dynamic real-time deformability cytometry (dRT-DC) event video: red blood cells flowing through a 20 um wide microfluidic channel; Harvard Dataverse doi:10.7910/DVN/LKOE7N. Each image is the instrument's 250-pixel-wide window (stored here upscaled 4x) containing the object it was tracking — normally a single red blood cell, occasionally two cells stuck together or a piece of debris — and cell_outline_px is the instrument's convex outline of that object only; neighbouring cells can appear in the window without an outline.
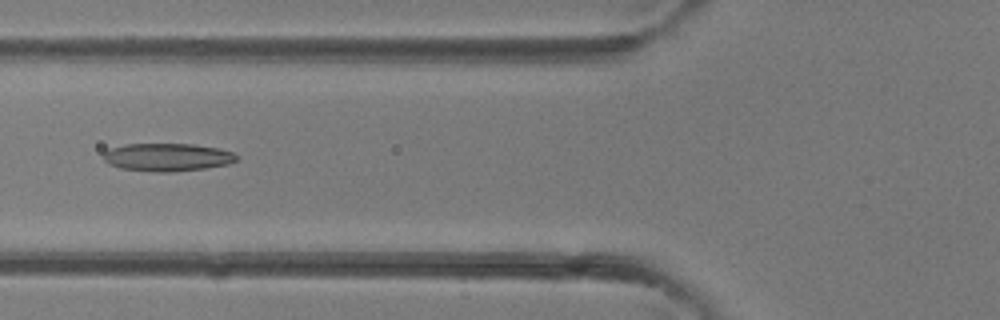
{"species": "common noctule bat (a hibernating species)", "species_latin": "Nyctalus noctula", "temperature_condition": "room temperature", "stored_images_in_passage": 29, "camera_frame_rate_fps": 3000, "um_per_image_px": 0.085, "animal": {"sex": "female"}, "frame": {"image": 1, "passage_image": 4, "time_ms": 1.0, "image_size_px": [1000, 320], "cell_outline_px": [[236, 160], [228, 164], [204, 168], [172, 172], [156, 172], [120, 168], [108, 164], [104, 160], [104, 152], [112, 148], [124, 144], [192, 144], [216, 148], [232, 152], [236, 156]], "centroid_in_image_um": [14.18, 13.36], "position_along_channel_um": 111.6, "area_um2": 21.44}}
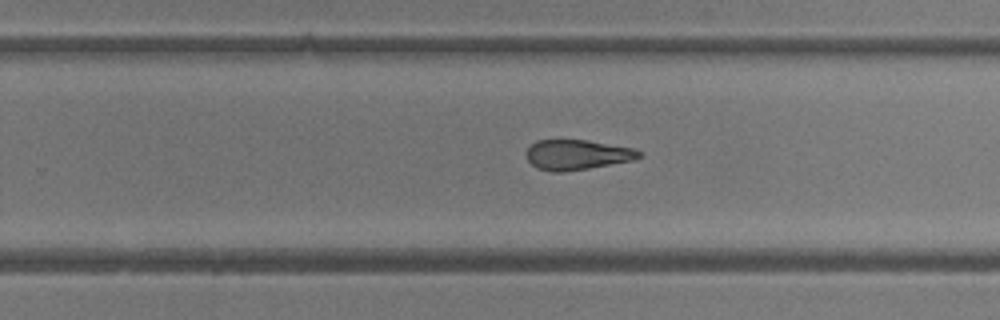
{"frame": {"image": 2, "passage_image": 14, "time_ms": 4.333, "image_size_px": [1000, 320], "cell_outline_px": [[640, 156], [632, 160], [588, 168], [564, 172], [552, 172], [536, 168], [528, 160], [528, 148], [536, 140], [588, 140], [632, 148], [640, 152]], "centroid_in_image_um": [49.02, 13.15], "position_along_channel_um": 280.8, "area_um2": 19.42}}
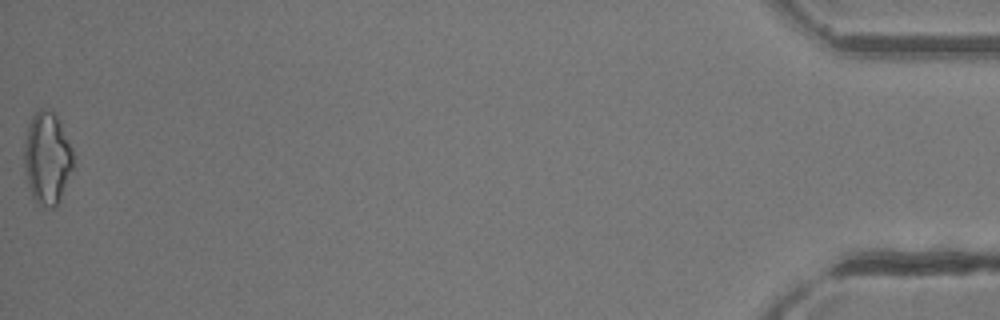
{"frame": {"image": 3, "passage_image": 29, "time_ms": 9.333, "image_size_px": [1000, 320], "cell_outline_px": [[72, 168], [60, 200], [52, 208], [44, 208], [32, 196], [28, 184], [24, 164], [24, 152], [28, 128], [32, 116], [40, 108], [44, 108], [52, 112], [56, 116], [72, 148]], "centroid_in_image_um": [4.0, 13.46], "position_along_channel_um": 431.2, "area_um2": 25.72}}